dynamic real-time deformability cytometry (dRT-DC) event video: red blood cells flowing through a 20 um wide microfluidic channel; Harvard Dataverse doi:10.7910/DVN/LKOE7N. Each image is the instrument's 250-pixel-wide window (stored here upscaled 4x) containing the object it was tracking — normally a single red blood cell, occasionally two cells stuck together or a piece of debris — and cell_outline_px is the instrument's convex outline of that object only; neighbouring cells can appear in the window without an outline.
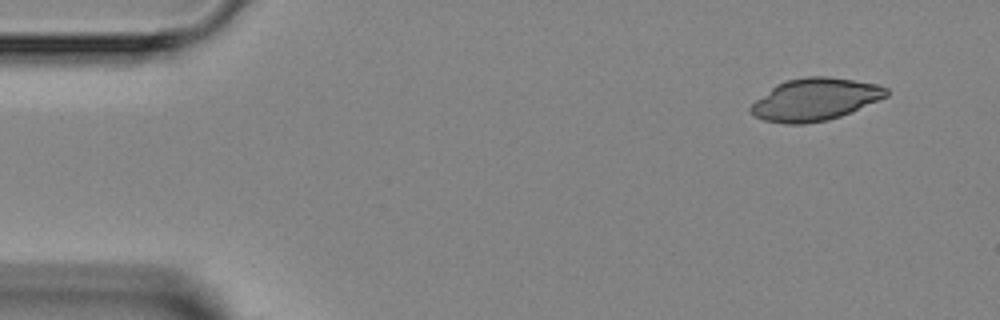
{"species": "Egyptian fruit bat (a non-hibernating species)", "species_latin": "Rousettus aegyptiacus", "temperature_condition": "room temperature", "stored_images_in_passage": 5, "camera_frame_rate_fps": 3000, "um_per_image_px": 0.085, "animal": {"sex": "female"}, "frame": {"image": 1, "passage_image": 1, "time_ms": 0.0, "image_size_px": [1000, 320], "cell_outline_px": [[888, 96], [840, 116], [828, 120], [804, 124], [784, 124], [764, 120], [756, 116], [748, 108], [756, 100], [776, 84], [784, 80], [804, 76], [828, 76], [880, 84], [888, 88]], "centroid_in_image_um": [69.28, 8.44], "position_along_channel_um": 15.7, "area_um2": 33.47}}
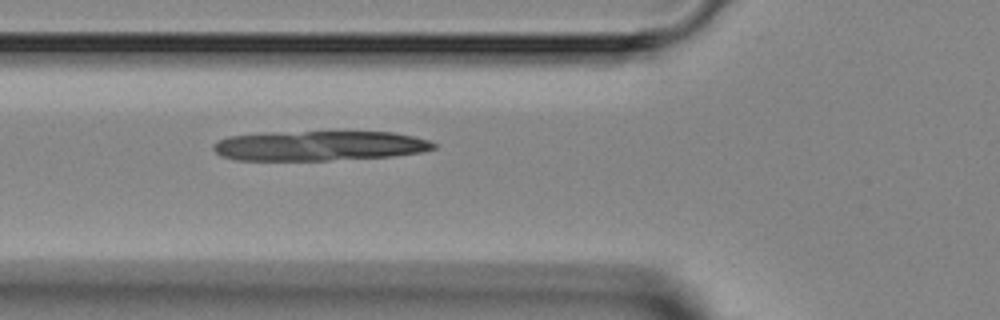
{"frame": {"image": 2, "passage_image": 5, "time_ms": 4.333, "image_size_px": [1000, 320], "cell_outline_px": [[436, 148], [420, 152], [392, 156], [328, 160], [236, 160], [220, 156], [212, 148], [212, 144], [228, 136], [272, 132], [392, 132], [412, 136], [428, 140], [436, 144]], "centroid_in_image_um": [27.1, 12.39], "position_along_channel_um": 98.7, "area_um2": 38.21}}